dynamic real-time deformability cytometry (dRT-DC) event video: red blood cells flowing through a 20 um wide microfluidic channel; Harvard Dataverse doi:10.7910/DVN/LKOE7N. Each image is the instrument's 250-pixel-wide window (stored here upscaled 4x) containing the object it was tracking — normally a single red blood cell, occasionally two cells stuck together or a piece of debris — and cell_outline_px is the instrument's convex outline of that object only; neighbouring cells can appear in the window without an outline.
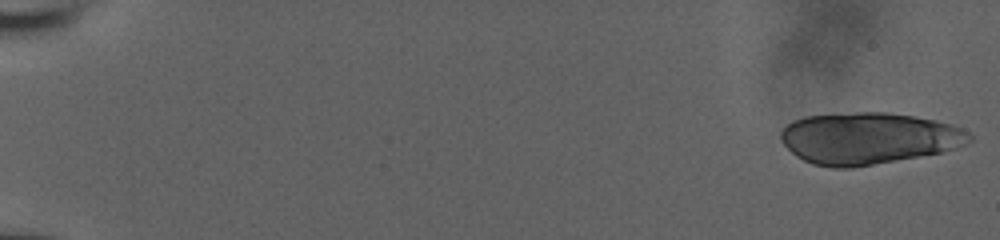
{"species": "human", "species_latin": "Homo sapiens", "temperature_condition": "room temperature", "stored_images_in_passage": 9, "camera_frame_rate_fps": 3000, "um_per_image_px": 0.085, "donor": {"sex": "male"}, "frame": {"image": 1, "passage_image": 1, "time_ms": 0.0, "image_size_px": [1000, 240], "cell_outline_px": [[972, 140], [968, 144], [940, 152], [852, 168], [832, 168], [812, 164], [796, 156], [784, 144], [780, 136], [780, 132], [792, 120], [804, 116], [856, 112], [888, 112], [936, 120], [952, 124], [964, 128], [972, 136]], "centroid_in_image_um": [73.82, 11.75], "position_along_channel_um": 11.2, "area_um2": 56.82}}
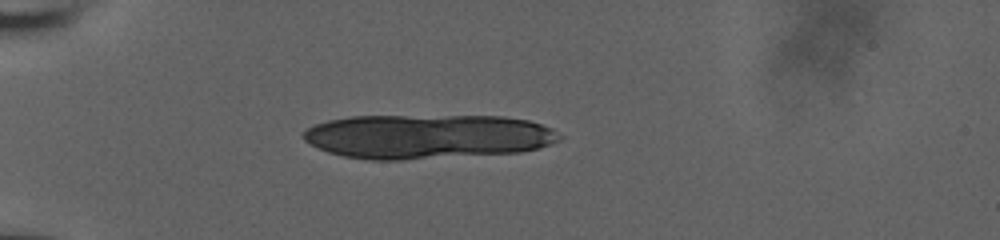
{"frame": {"image": 2, "passage_image": 7, "time_ms": 2.0, "image_size_px": [1000, 240], "cell_outline_px": [[564, 136], [560, 140], [536, 148], [520, 152], [400, 160], [368, 160], [344, 156], [328, 152], [304, 140], [304, 132], [308, 128], [316, 124], [328, 120], [352, 116], [504, 116], [528, 120], [552, 128]], "centroid_in_image_um": [36.35, 11.6], "position_along_channel_um": 48.6, "area_um2": 66.18}}